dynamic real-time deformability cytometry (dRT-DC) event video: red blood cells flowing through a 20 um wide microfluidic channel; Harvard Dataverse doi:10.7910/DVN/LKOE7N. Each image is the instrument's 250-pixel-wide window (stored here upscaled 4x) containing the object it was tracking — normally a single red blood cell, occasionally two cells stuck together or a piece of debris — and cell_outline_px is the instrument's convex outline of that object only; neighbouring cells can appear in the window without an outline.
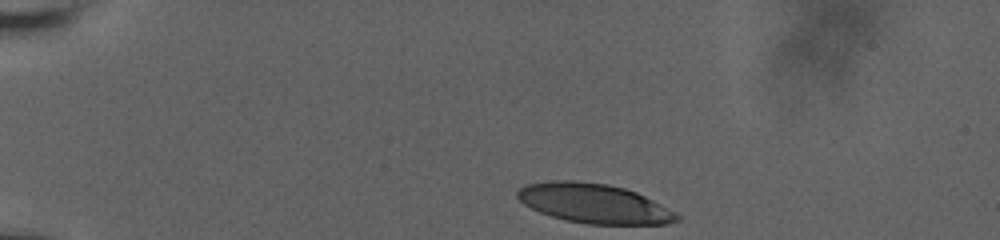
{"species": "human", "species_latin": "Homo sapiens", "temperature_condition": "room temperature", "stored_images_in_passage": 39, "camera_frame_rate_fps": 3000, "um_per_image_px": 0.085, "donor": {"sex": "male"}, "frame": {"image": 1, "passage_image": 1, "time_ms": 0.0, "image_size_px": [1000, 240], "cell_outline_px": [[680, 220], [668, 224], [588, 224], [564, 220], [540, 212], [524, 204], [516, 196], [516, 192], [520, 188], [528, 184], [552, 180], [576, 180], [608, 184], [624, 188], [636, 192], [652, 200], [680, 216]], "centroid_in_image_um": [50.47, 17.29], "position_along_channel_um": 34.5, "area_um2": 36.47}}
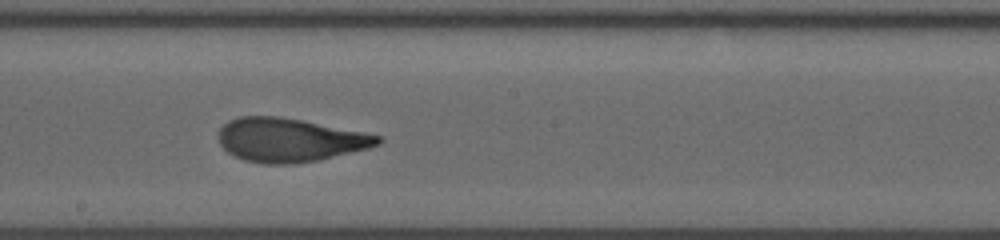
{"frame": {"image": 2, "passage_image": 23, "time_ms": 7.333, "image_size_px": [1000, 240], "cell_outline_px": [[384, 140], [380, 144], [368, 148], [316, 160], [292, 164], [264, 164], [244, 160], [232, 156], [220, 144], [220, 128], [228, 120], [240, 116], [276, 116], [300, 120], [364, 132], [380, 136]], "centroid_in_image_um": [24.6, 11.9], "position_along_channel_um": 223.6, "area_um2": 40.23}}
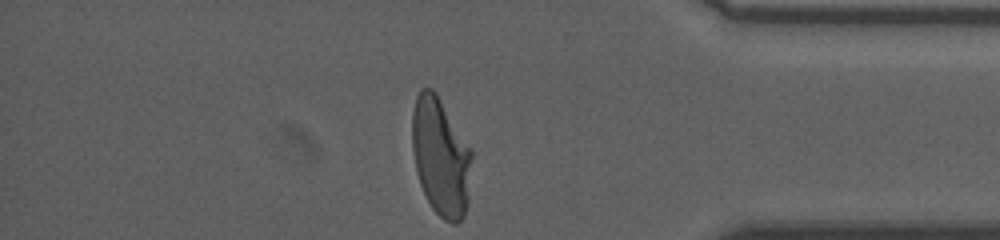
{"frame": {"image": 3, "passage_image": 39, "time_ms": 12.667, "image_size_px": [1000, 240], "cell_outline_px": [[472, 156], [468, 204], [464, 216], [456, 224], [452, 224], [444, 220], [432, 208], [420, 184], [416, 172], [412, 148], [412, 112], [416, 96], [420, 88], [432, 88], [436, 92], [472, 148]], "centroid_in_image_um": [37.47, 13.31], "position_along_channel_um": 397.7, "area_um2": 41.5}, "authors_computed_cell_mechanics": {"area_um2": 39.9398, "velocity_mm_per_s": 3.6423, "shape_relaxation_time_tau1_ms": 5.5886, "shape_relaxation_time_tau2_ms": 1.1689, "deformation_change_tau1": 0.2559, "deformation_change_tau2": 0.0822}}